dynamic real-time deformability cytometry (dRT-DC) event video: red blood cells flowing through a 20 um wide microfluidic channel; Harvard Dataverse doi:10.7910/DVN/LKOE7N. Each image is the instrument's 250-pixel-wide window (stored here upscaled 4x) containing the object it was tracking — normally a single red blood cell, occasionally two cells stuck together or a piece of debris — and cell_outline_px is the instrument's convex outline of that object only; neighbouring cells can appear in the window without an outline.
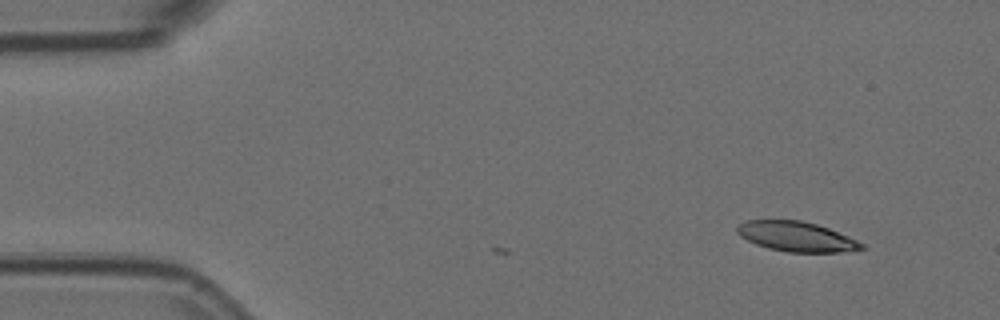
{"species": "Egyptian fruit bat (a non-hibernating species)", "species_latin": "Rousettus aegyptiacus", "temperature_condition": "room temperature", "stored_images_in_passage": 2, "camera_frame_rate_fps": 3000, "um_per_image_px": 0.085, "animal": {"sex": "female"}, "frame": {"image": 1, "passage_image": 2, "time_ms": 0.333, "image_size_px": [1000, 320], "cell_outline_px": [[868, 248], [840, 252], [788, 252], [768, 248], [756, 244], [740, 236], [736, 232], [736, 228], [744, 220], [800, 220], [816, 224], [828, 228], [848, 236], [864, 244]], "centroid_in_image_um": [67.69, 20.11], "position_along_channel_um": 17.3, "area_um2": 21.62}}